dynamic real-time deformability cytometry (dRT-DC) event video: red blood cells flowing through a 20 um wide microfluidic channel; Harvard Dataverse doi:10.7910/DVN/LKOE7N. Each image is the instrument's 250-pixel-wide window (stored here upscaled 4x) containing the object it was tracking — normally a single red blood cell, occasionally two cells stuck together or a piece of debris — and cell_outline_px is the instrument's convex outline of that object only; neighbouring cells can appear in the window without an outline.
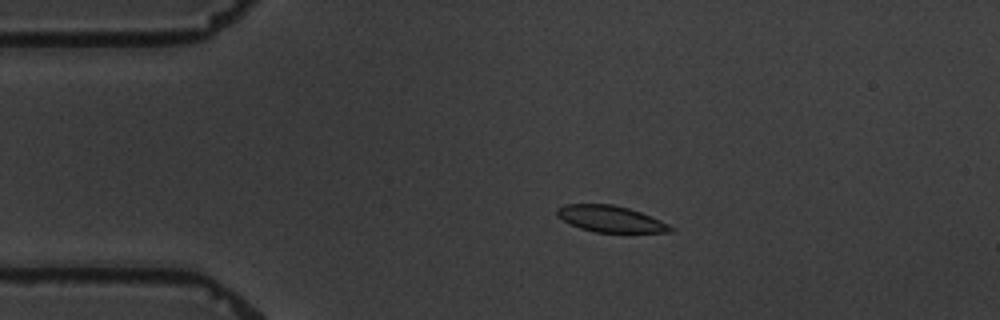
{"species": "common noctule bat (a hibernating species)", "species_latin": "Nyctalus noctula", "temperature_condition": "warm", "stored_images_in_passage": 5, "camera_frame_rate_fps": 3000, "um_per_image_px": 0.085, "animal": {"sex": "male", "body_mass_g": 19.5, "forearm_length_mm": 54.6}, "frame": {"image": 1, "passage_image": 4, "time_ms": 3.667, "image_size_px": [1000, 320], "cell_outline_px": [[676, 228], [672, 232], [596, 232], [580, 228], [556, 216], [556, 208], [564, 204], [612, 204], [628, 208], [652, 216]], "centroid_in_image_um": [51.9, 18.6], "position_along_channel_um": 33.1, "area_um2": 17.4}}